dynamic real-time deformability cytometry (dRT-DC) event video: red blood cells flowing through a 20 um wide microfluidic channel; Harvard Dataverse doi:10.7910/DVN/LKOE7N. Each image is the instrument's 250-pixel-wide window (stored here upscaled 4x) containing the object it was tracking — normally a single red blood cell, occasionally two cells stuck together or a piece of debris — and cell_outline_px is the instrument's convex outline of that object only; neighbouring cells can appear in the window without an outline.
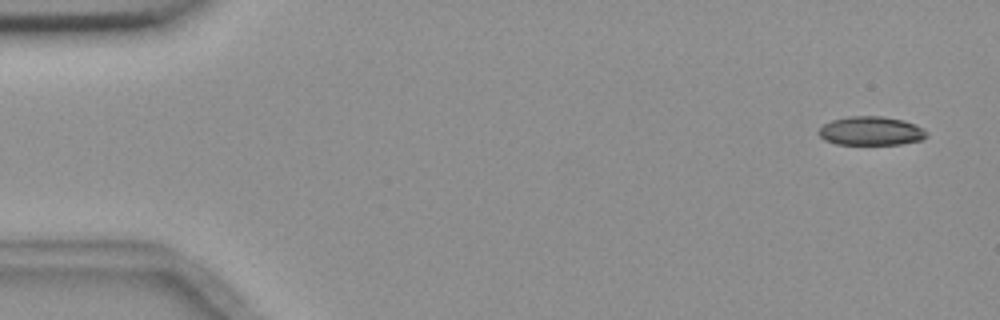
{"species": "common noctule bat (a hibernating species)", "species_latin": "Nyctalus noctula", "temperature_condition": "room temperature", "stored_images_in_passage": 4, "camera_frame_rate_fps": 3000, "um_per_image_px": 0.085, "animal": {"sex": "female", "body_mass_g": 18.4}, "frame": {"image": 1, "passage_image": 1, "time_ms": 0.0, "image_size_px": [1000, 320], "cell_outline_px": [[928, 136], [920, 140], [900, 144], [836, 144], [824, 140], [816, 132], [824, 124], [832, 120], [848, 116], [880, 116], [904, 120], [920, 128]], "centroid_in_image_um": [73.96, 11.13], "position_along_channel_um": 11.0, "area_um2": 17.92}}
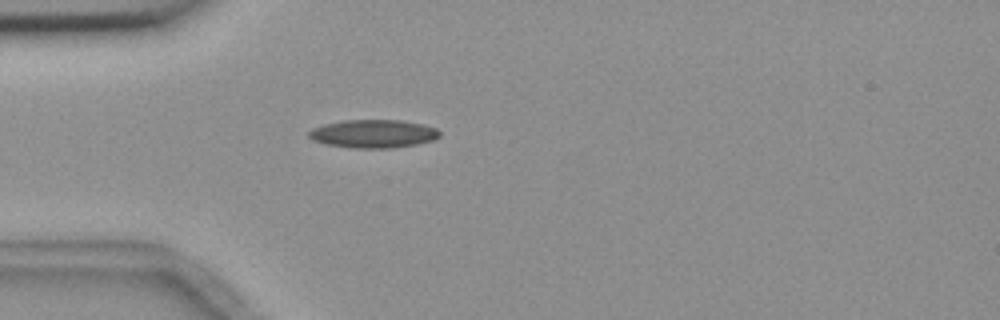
{"frame": {"image": 2, "passage_image": 4, "time_ms": 4.333, "image_size_px": [1000, 320], "cell_outline_px": [[440, 136], [432, 140], [416, 144], [392, 148], [352, 148], [324, 144], [312, 140], [308, 136], [308, 132], [312, 128], [324, 124], [344, 120], [404, 120], [436, 128], [440, 132]], "centroid_in_image_um": [31.7, 11.37], "position_along_channel_um": 53.3, "area_um2": 21.56}}